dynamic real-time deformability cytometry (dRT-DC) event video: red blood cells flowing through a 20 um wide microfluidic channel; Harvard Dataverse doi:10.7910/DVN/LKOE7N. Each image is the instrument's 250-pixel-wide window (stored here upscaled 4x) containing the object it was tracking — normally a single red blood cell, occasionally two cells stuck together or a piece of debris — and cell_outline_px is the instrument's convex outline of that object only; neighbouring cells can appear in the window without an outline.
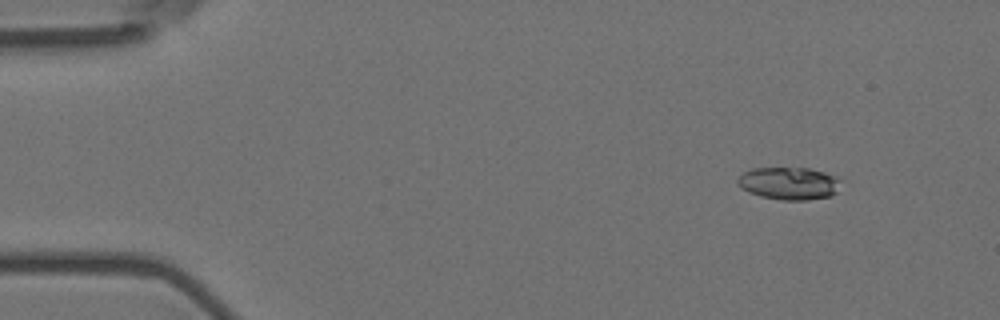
{"species": "Egyptian fruit bat (a non-hibernating species)", "species_latin": "Rousettus aegyptiacus", "temperature_condition": "room temperature", "stored_images_in_passage": 4, "camera_frame_rate_fps": 3000, "um_per_image_px": 0.085, "animal": {"sex": "female"}, "frame": {"image": 1, "passage_image": 1, "time_ms": 0.0, "image_size_px": [1000, 320], "cell_outline_px": [[844, 180], [836, 192], [832, 196], [808, 200], [780, 200], [760, 196], [748, 192], [736, 180], [744, 172], [752, 168], [808, 168], [840, 176]], "centroid_in_image_um": [67.16, 15.58], "position_along_channel_um": 17.8, "area_um2": 19.83}}
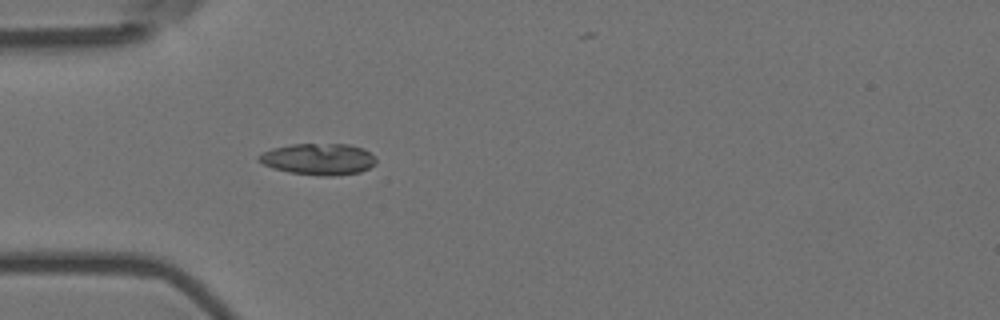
{"frame": {"image": 2, "passage_image": 4, "time_ms": 1.0, "image_size_px": [1000, 320], "cell_outline_px": [[376, 164], [360, 172], [332, 176], [320, 176], [288, 172], [264, 164], [256, 160], [256, 156], [272, 148], [292, 144], [348, 144], [364, 148], [376, 160]], "centroid_in_image_um": [27.06, 13.52], "position_along_channel_um": 57.9, "area_um2": 21.44}}